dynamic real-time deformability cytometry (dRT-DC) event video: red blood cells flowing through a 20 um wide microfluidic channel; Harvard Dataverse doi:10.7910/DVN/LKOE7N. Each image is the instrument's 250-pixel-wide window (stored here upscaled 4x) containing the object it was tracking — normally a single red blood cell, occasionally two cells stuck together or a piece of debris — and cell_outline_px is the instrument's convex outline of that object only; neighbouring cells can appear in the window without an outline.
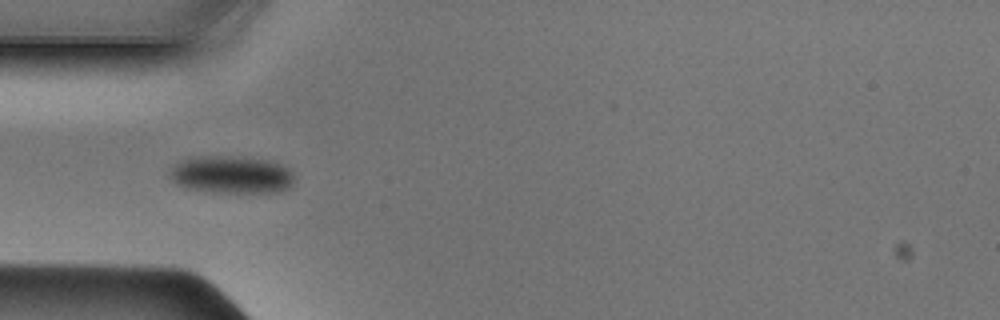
{"species": "Egyptian fruit bat (a non-hibernating species)", "species_latin": "Rousettus aegyptiacus", "temperature_condition": "cold", "stored_images_in_passage": 35, "camera_frame_rate_fps": 3000, "um_per_image_px": 0.085, "animal": {"sex": "male"}, "frame": {"image": 1, "passage_image": 1, "time_ms": 0.0, "image_size_px": [1000, 320], "cell_outline_px": [[292, 184], [288, 188], [276, 192], [216, 192], [188, 188], [176, 184], [168, 176], [168, 172], [180, 160], [188, 156], [240, 156], [272, 160], [288, 168], [292, 172]], "centroid_in_image_um": [19.64, 14.82], "position_along_channel_um": 65.4, "area_um2": 27.51}}
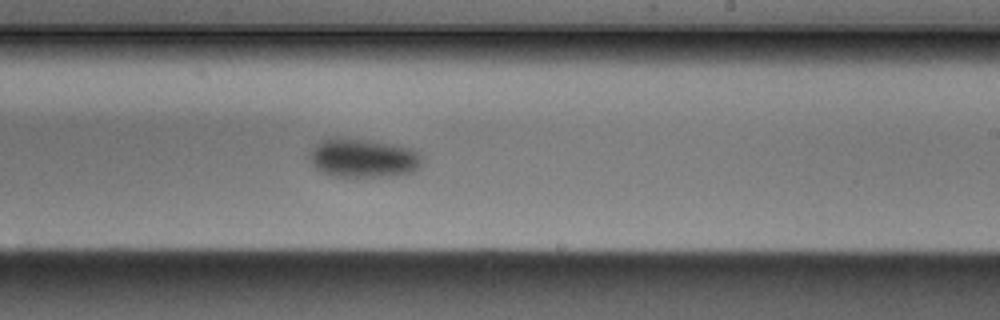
{"frame": {"image": 2, "passage_image": 15, "time_ms": 4.667, "image_size_px": [1000, 320], "cell_outline_px": [[424, 160], [420, 168], [412, 172], [388, 176], [356, 180], [332, 176], [320, 172], [308, 160], [308, 152], [320, 140], [328, 136], [336, 136], [372, 140], [396, 144], [408, 148], [416, 152]], "centroid_in_image_um": [30.79, 13.45], "position_along_channel_um": 258.2, "area_um2": 26.88}}
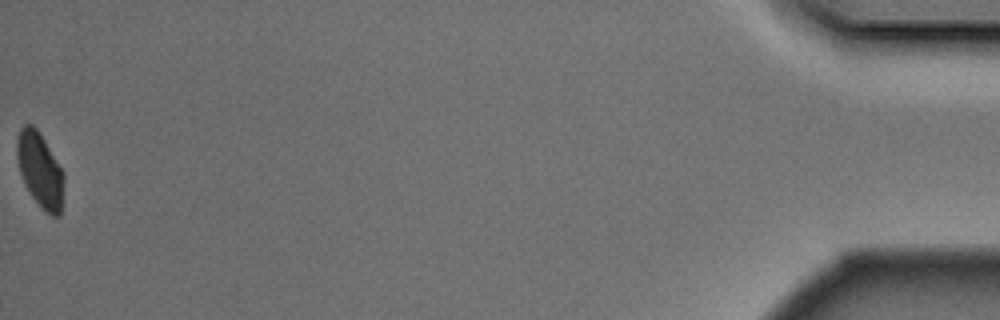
{"frame": {"image": 3, "passage_image": 35, "time_ms": 11.333, "image_size_px": [1000, 320], "cell_outline_px": [[64, 180], [60, 216], [52, 216], [44, 212], [32, 196], [24, 184], [20, 172], [16, 156], [16, 140], [20, 128], [24, 124], [32, 124], [40, 132], [64, 172]], "centroid_in_image_um": [3.39, 14.43], "position_along_channel_um": 431.8, "area_um2": 20.69}}